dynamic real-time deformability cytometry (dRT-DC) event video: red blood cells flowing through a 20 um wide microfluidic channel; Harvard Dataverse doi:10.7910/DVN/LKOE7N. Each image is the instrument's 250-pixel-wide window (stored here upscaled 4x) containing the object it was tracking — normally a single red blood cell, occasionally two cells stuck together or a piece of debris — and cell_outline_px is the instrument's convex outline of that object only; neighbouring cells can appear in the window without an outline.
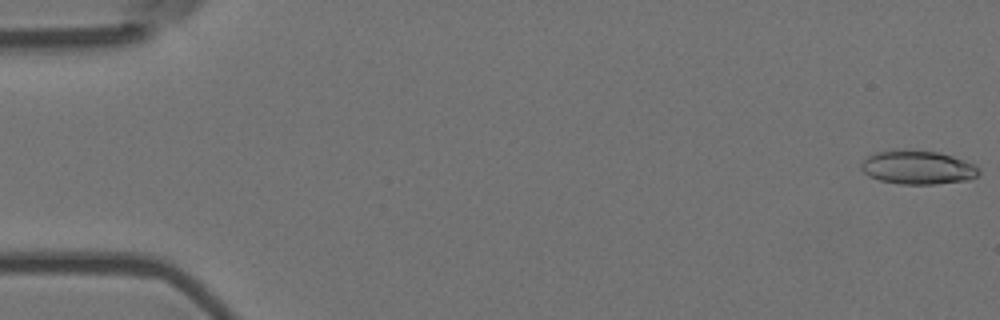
{"species": "Egyptian fruit bat (a non-hibernating species)", "species_latin": "Rousettus aegyptiacus", "temperature_condition": "room temperature", "stored_images_in_passage": 15, "camera_frame_rate_fps": 3000, "um_per_image_px": 0.085, "animal": {"sex": "female"}, "frame": {"image": 1, "passage_image": 1, "time_ms": 0.0, "image_size_px": [1000, 320], "cell_outline_px": [[980, 172], [976, 176], [968, 180], [936, 184], [900, 184], [880, 180], [868, 176], [860, 168], [860, 164], [872, 152], [892, 148], [896, 148], [936, 152], [952, 156], [964, 160], [980, 168]], "centroid_in_image_um": [77.95, 14.21], "position_along_channel_um": 7.0, "area_um2": 23.47}}
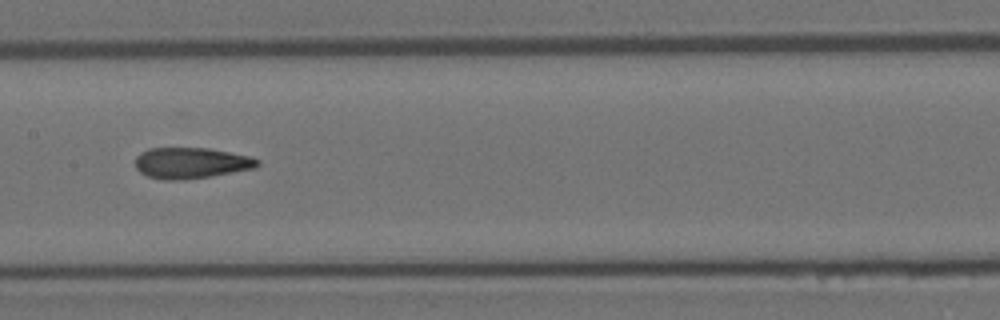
{"frame": {"image": 2, "passage_image": 8, "time_ms": 2.333, "image_size_px": [1000, 320], "cell_outline_px": [[260, 164], [256, 168], [184, 180], [164, 180], [148, 176], [140, 172], [136, 168], [136, 156], [140, 152], [148, 148], [208, 148], [252, 156], [260, 160]], "centroid_in_image_um": [16.25, 13.84], "position_along_channel_um": 191.1, "area_um2": 22.14}}
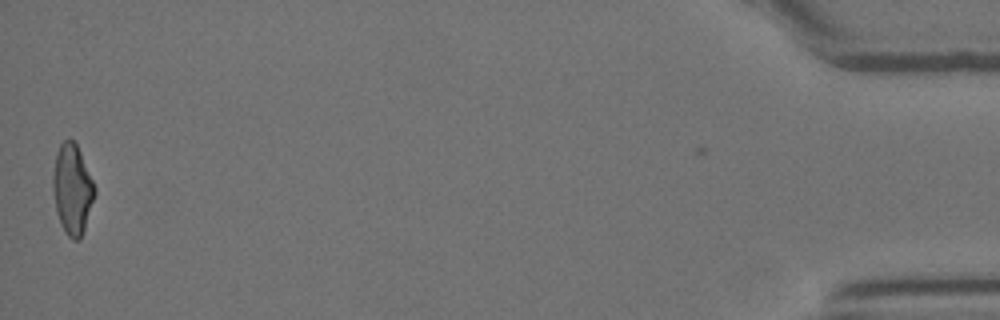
{"frame": {"image": 3, "passage_image": 15, "time_ms": 4.667, "image_size_px": [1000, 320], "cell_outline_px": [[96, 192], [80, 240], [72, 240], [64, 232], [60, 224], [56, 212], [52, 188], [52, 172], [56, 152], [60, 144], [68, 136], [76, 144], [80, 152], [96, 188]], "centroid_in_image_um": [6.12, 16.08], "position_along_channel_um": 429.1, "area_um2": 22.08}}